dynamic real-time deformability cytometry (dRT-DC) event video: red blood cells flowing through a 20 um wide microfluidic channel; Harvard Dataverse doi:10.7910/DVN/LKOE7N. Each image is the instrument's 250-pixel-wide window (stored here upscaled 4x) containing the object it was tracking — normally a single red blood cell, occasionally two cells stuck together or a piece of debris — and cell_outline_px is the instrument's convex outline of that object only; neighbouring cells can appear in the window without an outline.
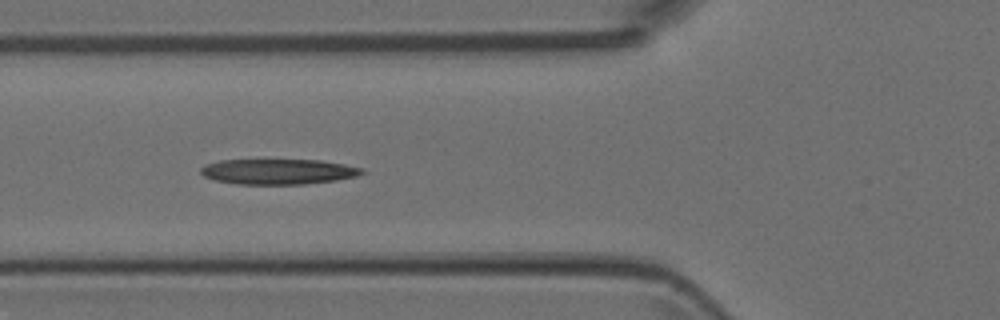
{"species": "Egyptian fruit bat (a non-hibernating species)", "species_latin": "Rousettus aegyptiacus", "temperature_condition": "room temperature", "stored_images_in_passage": 9, "camera_frame_rate_fps": 3000, "um_per_image_px": 0.085, "animal": {"sex": "female"}, "frame": {"image": 1, "passage_image": 6, "time_ms": 1.667, "image_size_px": [1000, 320], "cell_outline_px": [[364, 172], [356, 176], [336, 180], [304, 184], [240, 184], [216, 180], [204, 176], [200, 172], [200, 168], [204, 164], [220, 160], [320, 160], [344, 164], [364, 168]], "centroid_in_image_um": [23.64, 14.58], "position_along_channel_um": 102.2, "area_um2": 23.76}}
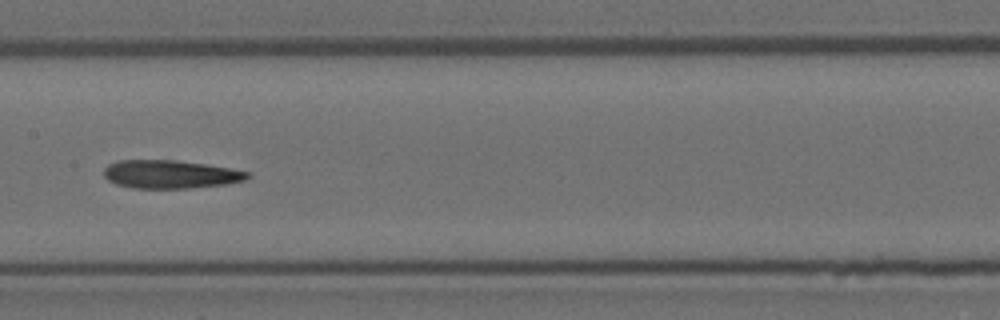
{"frame": {"image": 2, "passage_image": 8, "time_ms": 2.333, "image_size_px": [1000, 320], "cell_outline_px": [[252, 176], [244, 180], [224, 184], [192, 188], [132, 188], [116, 184], [108, 180], [104, 176], [104, 168], [108, 164], [120, 160], [172, 160], [204, 164], [228, 168], [248, 172]], "centroid_in_image_um": [14.44, 14.82], "position_along_channel_um": 193.0, "area_um2": 23.47}}
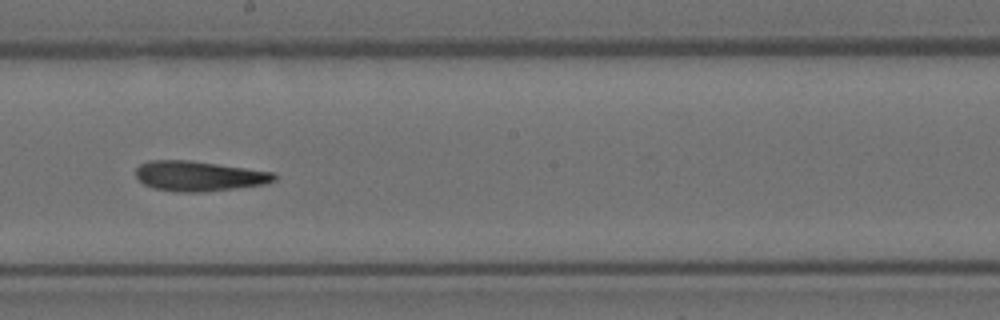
{"frame": {"image": 3, "passage_image": 9, "time_ms": 2.667, "image_size_px": [1000, 320], "cell_outline_px": [[276, 180], [264, 184], [236, 188], [204, 192], [176, 192], [152, 188], [144, 184], [136, 176], [136, 168], [140, 164], [148, 160], [188, 160], [276, 172]], "centroid_in_image_um": [16.9, 14.97], "position_along_channel_um": 231.3, "area_um2": 24.33}}